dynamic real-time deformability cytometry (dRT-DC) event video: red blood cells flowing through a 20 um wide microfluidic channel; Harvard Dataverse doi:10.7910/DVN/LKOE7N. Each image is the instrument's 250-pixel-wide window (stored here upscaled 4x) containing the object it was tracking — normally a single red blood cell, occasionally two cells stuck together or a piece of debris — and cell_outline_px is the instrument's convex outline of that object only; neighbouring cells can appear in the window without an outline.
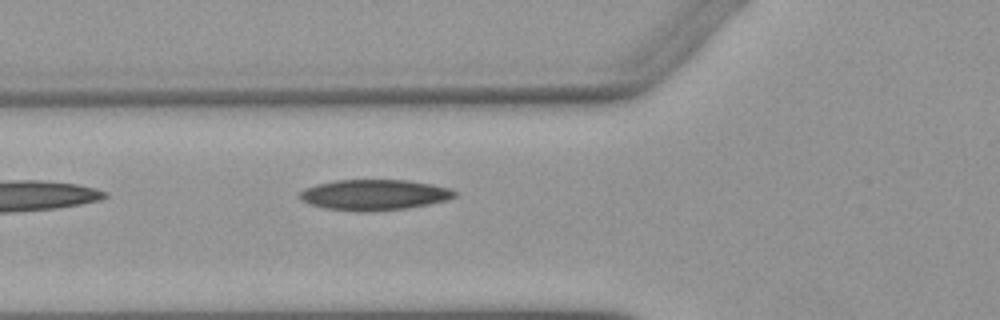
{"species": "Egyptian fruit bat (a non-hibernating species)", "species_latin": "Rousettus aegyptiacus", "temperature_condition": "warm", "stored_images_in_passage": 3, "camera_frame_rate_fps": 3000, "um_per_image_px": 0.085, "animal": {"sex": "female"}, "frame": {"image": 1, "passage_image": 2, "time_ms": 1.333, "image_size_px": [1000, 320], "cell_outline_px": [[456, 196], [448, 200], [428, 204], [404, 208], [324, 208], [300, 200], [300, 192], [304, 188], [316, 184], [336, 180], [408, 180], [432, 184], [448, 188], [456, 192]], "centroid_in_image_um": [31.84, 16.5], "position_along_channel_um": 94.0, "area_um2": 26.36}}